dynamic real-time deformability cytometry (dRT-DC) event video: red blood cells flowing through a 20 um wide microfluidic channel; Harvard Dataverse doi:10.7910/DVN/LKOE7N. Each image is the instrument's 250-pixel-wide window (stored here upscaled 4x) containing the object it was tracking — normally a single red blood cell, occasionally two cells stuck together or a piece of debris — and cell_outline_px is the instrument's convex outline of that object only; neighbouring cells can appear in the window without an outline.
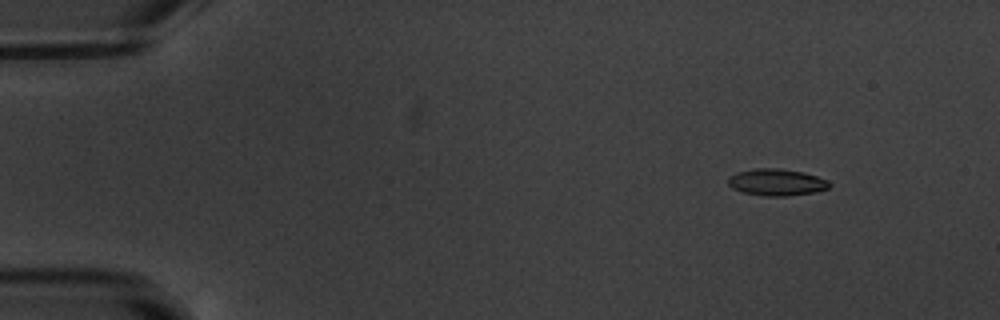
{"species": "common noctule bat (a hibernating species)", "species_latin": "Nyctalus noctula", "temperature_condition": "warm", "stored_images_in_passage": 5, "camera_frame_rate_fps": 3000, "um_per_image_px": 0.085, "animal": {"sex": "male", "body_mass_g": 20.1, "forearm_length_mm": 53.5}, "frame": {"image": 1, "passage_image": 2, "time_ms": 1.0, "image_size_px": [1000, 320], "cell_outline_px": [[832, 184], [828, 188], [812, 192], [788, 196], [764, 196], [744, 192], [732, 188], [728, 184], [728, 176], [736, 172], [756, 168], [780, 168], [804, 172], [828, 180]], "centroid_in_image_um": [65.99, 15.48], "position_along_channel_um": 19.0, "area_um2": 15.84}}
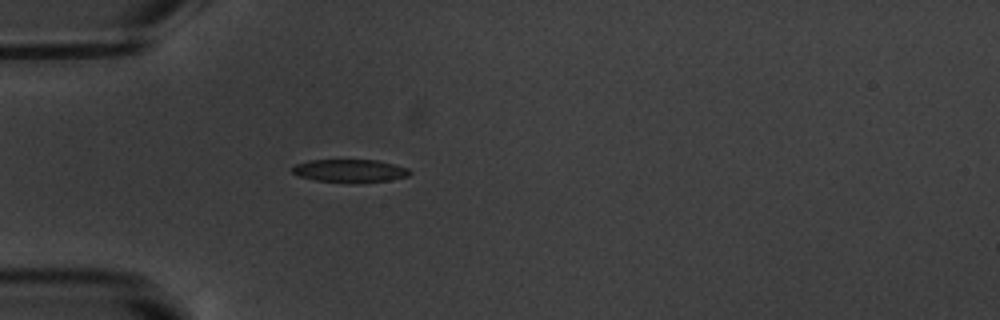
{"frame": {"image": 2, "passage_image": 5, "time_ms": 4.667, "image_size_px": [1000, 320], "cell_outline_px": [[412, 172], [408, 176], [388, 180], [356, 184], [316, 180], [300, 176], [292, 172], [292, 168], [296, 164], [308, 160], [376, 160], [408, 168]], "centroid_in_image_um": [29.75, 14.53], "position_along_channel_um": 55.3, "area_um2": 15.78}}